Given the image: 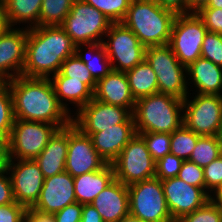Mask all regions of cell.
<instances>
[{"instance_id":"cell-1","label":"cell","mask_w":222,"mask_h":222,"mask_svg":"<svg viewBox=\"0 0 222 222\" xmlns=\"http://www.w3.org/2000/svg\"><path fill=\"white\" fill-rule=\"evenodd\" d=\"M7 82L15 119L45 122L59 129L72 123L73 114L59 103L49 78L20 75Z\"/></svg>"},{"instance_id":"cell-2","label":"cell","mask_w":222,"mask_h":222,"mask_svg":"<svg viewBox=\"0 0 222 222\" xmlns=\"http://www.w3.org/2000/svg\"><path fill=\"white\" fill-rule=\"evenodd\" d=\"M75 46L60 25L28 29L22 76L50 78L60 71L62 63L69 56L75 54Z\"/></svg>"},{"instance_id":"cell-3","label":"cell","mask_w":222,"mask_h":222,"mask_svg":"<svg viewBox=\"0 0 222 222\" xmlns=\"http://www.w3.org/2000/svg\"><path fill=\"white\" fill-rule=\"evenodd\" d=\"M176 14L163 9L156 0H131L122 23L145 46L165 45L170 41Z\"/></svg>"},{"instance_id":"cell-4","label":"cell","mask_w":222,"mask_h":222,"mask_svg":"<svg viewBox=\"0 0 222 222\" xmlns=\"http://www.w3.org/2000/svg\"><path fill=\"white\" fill-rule=\"evenodd\" d=\"M136 133H173L183 125V100L163 93L142 97L133 111Z\"/></svg>"},{"instance_id":"cell-5","label":"cell","mask_w":222,"mask_h":222,"mask_svg":"<svg viewBox=\"0 0 222 222\" xmlns=\"http://www.w3.org/2000/svg\"><path fill=\"white\" fill-rule=\"evenodd\" d=\"M112 21L84 0H75L60 25L75 45L103 43ZM104 36V37H103Z\"/></svg>"},{"instance_id":"cell-6","label":"cell","mask_w":222,"mask_h":222,"mask_svg":"<svg viewBox=\"0 0 222 222\" xmlns=\"http://www.w3.org/2000/svg\"><path fill=\"white\" fill-rule=\"evenodd\" d=\"M58 129L45 122L15 119L6 142L7 159L34 160Z\"/></svg>"},{"instance_id":"cell-7","label":"cell","mask_w":222,"mask_h":222,"mask_svg":"<svg viewBox=\"0 0 222 222\" xmlns=\"http://www.w3.org/2000/svg\"><path fill=\"white\" fill-rule=\"evenodd\" d=\"M129 214L144 222H174L159 178L128 185Z\"/></svg>"},{"instance_id":"cell-8","label":"cell","mask_w":222,"mask_h":222,"mask_svg":"<svg viewBox=\"0 0 222 222\" xmlns=\"http://www.w3.org/2000/svg\"><path fill=\"white\" fill-rule=\"evenodd\" d=\"M115 179L124 185L155 177L156 161L151 157L143 137L136 133L112 163Z\"/></svg>"},{"instance_id":"cell-9","label":"cell","mask_w":222,"mask_h":222,"mask_svg":"<svg viewBox=\"0 0 222 222\" xmlns=\"http://www.w3.org/2000/svg\"><path fill=\"white\" fill-rule=\"evenodd\" d=\"M206 33L207 28L196 12L176 16L168 44L182 65L188 67L201 57Z\"/></svg>"},{"instance_id":"cell-10","label":"cell","mask_w":222,"mask_h":222,"mask_svg":"<svg viewBox=\"0 0 222 222\" xmlns=\"http://www.w3.org/2000/svg\"><path fill=\"white\" fill-rule=\"evenodd\" d=\"M183 100V125L199 136H217L222 123V95L197 94Z\"/></svg>"},{"instance_id":"cell-11","label":"cell","mask_w":222,"mask_h":222,"mask_svg":"<svg viewBox=\"0 0 222 222\" xmlns=\"http://www.w3.org/2000/svg\"><path fill=\"white\" fill-rule=\"evenodd\" d=\"M105 37L108 40L103 45L112 70L126 72L145 59L146 47L122 22L112 23Z\"/></svg>"},{"instance_id":"cell-12","label":"cell","mask_w":222,"mask_h":222,"mask_svg":"<svg viewBox=\"0 0 222 222\" xmlns=\"http://www.w3.org/2000/svg\"><path fill=\"white\" fill-rule=\"evenodd\" d=\"M6 168L15 201L26 208L32 207L39 198L45 180L39 164L35 160L7 159Z\"/></svg>"},{"instance_id":"cell-13","label":"cell","mask_w":222,"mask_h":222,"mask_svg":"<svg viewBox=\"0 0 222 222\" xmlns=\"http://www.w3.org/2000/svg\"><path fill=\"white\" fill-rule=\"evenodd\" d=\"M107 165L93 146L90 136L73 123L68 126V149L65 171L73 177L98 171Z\"/></svg>"},{"instance_id":"cell-14","label":"cell","mask_w":222,"mask_h":222,"mask_svg":"<svg viewBox=\"0 0 222 222\" xmlns=\"http://www.w3.org/2000/svg\"><path fill=\"white\" fill-rule=\"evenodd\" d=\"M132 113L124 107L92 99L72 117V123L84 134L104 131L109 127L124 123ZM75 116V117H74Z\"/></svg>"},{"instance_id":"cell-15","label":"cell","mask_w":222,"mask_h":222,"mask_svg":"<svg viewBox=\"0 0 222 222\" xmlns=\"http://www.w3.org/2000/svg\"><path fill=\"white\" fill-rule=\"evenodd\" d=\"M161 183L174 222L202 207L211 199L205 188L189 185L178 177L161 180Z\"/></svg>"},{"instance_id":"cell-16","label":"cell","mask_w":222,"mask_h":222,"mask_svg":"<svg viewBox=\"0 0 222 222\" xmlns=\"http://www.w3.org/2000/svg\"><path fill=\"white\" fill-rule=\"evenodd\" d=\"M10 27L0 35V75L6 80L22 75L28 29Z\"/></svg>"},{"instance_id":"cell-17","label":"cell","mask_w":222,"mask_h":222,"mask_svg":"<svg viewBox=\"0 0 222 222\" xmlns=\"http://www.w3.org/2000/svg\"><path fill=\"white\" fill-rule=\"evenodd\" d=\"M75 202L74 177L64 171L45 178L39 198L32 208L54 214Z\"/></svg>"},{"instance_id":"cell-18","label":"cell","mask_w":222,"mask_h":222,"mask_svg":"<svg viewBox=\"0 0 222 222\" xmlns=\"http://www.w3.org/2000/svg\"><path fill=\"white\" fill-rule=\"evenodd\" d=\"M135 134L132 114L124 123L109 127L104 131L92 133L90 138L98 154L107 164H112Z\"/></svg>"},{"instance_id":"cell-19","label":"cell","mask_w":222,"mask_h":222,"mask_svg":"<svg viewBox=\"0 0 222 222\" xmlns=\"http://www.w3.org/2000/svg\"><path fill=\"white\" fill-rule=\"evenodd\" d=\"M93 98L100 102L127 108L132 114L136 102L126 73L115 70L97 81Z\"/></svg>"},{"instance_id":"cell-20","label":"cell","mask_w":222,"mask_h":222,"mask_svg":"<svg viewBox=\"0 0 222 222\" xmlns=\"http://www.w3.org/2000/svg\"><path fill=\"white\" fill-rule=\"evenodd\" d=\"M103 222H118L129 214L128 186L114 179L91 203Z\"/></svg>"},{"instance_id":"cell-21","label":"cell","mask_w":222,"mask_h":222,"mask_svg":"<svg viewBox=\"0 0 222 222\" xmlns=\"http://www.w3.org/2000/svg\"><path fill=\"white\" fill-rule=\"evenodd\" d=\"M68 149V126L58 129L50 138L46 147L34 159L40 167L44 178L65 171Z\"/></svg>"},{"instance_id":"cell-22","label":"cell","mask_w":222,"mask_h":222,"mask_svg":"<svg viewBox=\"0 0 222 222\" xmlns=\"http://www.w3.org/2000/svg\"><path fill=\"white\" fill-rule=\"evenodd\" d=\"M187 77V85L193 83L197 94L222 95V67L210 60L200 57L191 63Z\"/></svg>"},{"instance_id":"cell-23","label":"cell","mask_w":222,"mask_h":222,"mask_svg":"<svg viewBox=\"0 0 222 222\" xmlns=\"http://www.w3.org/2000/svg\"><path fill=\"white\" fill-rule=\"evenodd\" d=\"M52 77V78H51ZM55 94L59 103L71 114L69 104L76 105L75 112H78L83 106L93 99V91L83 82L70 80V77L63 76L60 72L50 76ZM69 101L70 103L67 104ZM70 109V110H69Z\"/></svg>"},{"instance_id":"cell-24","label":"cell","mask_w":222,"mask_h":222,"mask_svg":"<svg viewBox=\"0 0 222 222\" xmlns=\"http://www.w3.org/2000/svg\"><path fill=\"white\" fill-rule=\"evenodd\" d=\"M115 179L112 164L104 168L74 177L76 201L80 204H91L96 196Z\"/></svg>"},{"instance_id":"cell-25","label":"cell","mask_w":222,"mask_h":222,"mask_svg":"<svg viewBox=\"0 0 222 222\" xmlns=\"http://www.w3.org/2000/svg\"><path fill=\"white\" fill-rule=\"evenodd\" d=\"M10 27L21 23L29 24L30 29L39 26L40 10L43 0H3Z\"/></svg>"},{"instance_id":"cell-26","label":"cell","mask_w":222,"mask_h":222,"mask_svg":"<svg viewBox=\"0 0 222 222\" xmlns=\"http://www.w3.org/2000/svg\"><path fill=\"white\" fill-rule=\"evenodd\" d=\"M125 73L135 100L159 92L156 74L146 59Z\"/></svg>"},{"instance_id":"cell-27","label":"cell","mask_w":222,"mask_h":222,"mask_svg":"<svg viewBox=\"0 0 222 222\" xmlns=\"http://www.w3.org/2000/svg\"><path fill=\"white\" fill-rule=\"evenodd\" d=\"M83 46L87 47L88 52L82 53L84 51ZM92 53L94 55H91ZM75 54L84 62L96 81L104 78L112 71L111 63L103 43L78 44L75 46Z\"/></svg>"},{"instance_id":"cell-28","label":"cell","mask_w":222,"mask_h":222,"mask_svg":"<svg viewBox=\"0 0 222 222\" xmlns=\"http://www.w3.org/2000/svg\"><path fill=\"white\" fill-rule=\"evenodd\" d=\"M159 93L184 100L191 93L187 85V69L154 70Z\"/></svg>"},{"instance_id":"cell-29","label":"cell","mask_w":222,"mask_h":222,"mask_svg":"<svg viewBox=\"0 0 222 222\" xmlns=\"http://www.w3.org/2000/svg\"><path fill=\"white\" fill-rule=\"evenodd\" d=\"M221 155L222 144L217 136H200L189 161L205 167Z\"/></svg>"},{"instance_id":"cell-30","label":"cell","mask_w":222,"mask_h":222,"mask_svg":"<svg viewBox=\"0 0 222 222\" xmlns=\"http://www.w3.org/2000/svg\"><path fill=\"white\" fill-rule=\"evenodd\" d=\"M145 59L153 70L187 69L179 62L169 44L146 47Z\"/></svg>"},{"instance_id":"cell-31","label":"cell","mask_w":222,"mask_h":222,"mask_svg":"<svg viewBox=\"0 0 222 222\" xmlns=\"http://www.w3.org/2000/svg\"><path fill=\"white\" fill-rule=\"evenodd\" d=\"M75 0H43L39 26L61 25Z\"/></svg>"},{"instance_id":"cell-32","label":"cell","mask_w":222,"mask_h":222,"mask_svg":"<svg viewBox=\"0 0 222 222\" xmlns=\"http://www.w3.org/2000/svg\"><path fill=\"white\" fill-rule=\"evenodd\" d=\"M200 136L182 125L171 133L170 153L183 161L189 160Z\"/></svg>"},{"instance_id":"cell-33","label":"cell","mask_w":222,"mask_h":222,"mask_svg":"<svg viewBox=\"0 0 222 222\" xmlns=\"http://www.w3.org/2000/svg\"><path fill=\"white\" fill-rule=\"evenodd\" d=\"M12 95L6 81L0 86V140L7 142L14 124Z\"/></svg>"},{"instance_id":"cell-34","label":"cell","mask_w":222,"mask_h":222,"mask_svg":"<svg viewBox=\"0 0 222 222\" xmlns=\"http://www.w3.org/2000/svg\"><path fill=\"white\" fill-rule=\"evenodd\" d=\"M63 76L70 77V80L85 83L93 92L97 81L93 78L84 62L76 54L69 56L61 65L60 71Z\"/></svg>"},{"instance_id":"cell-35","label":"cell","mask_w":222,"mask_h":222,"mask_svg":"<svg viewBox=\"0 0 222 222\" xmlns=\"http://www.w3.org/2000/svg\"><path fill=\"white\" fill-rule=\"evenodd\" d=\"M102 12L112 23L122 22L127 14L131 0H84Z\"/></svg>"},{"instance_id":"cell-36","label":"cell","mask_w":222,"mask_h":222,"mask_svg":"<svg viewBox=\"0 0 222 222\" xmlns=\"http://www.w3.org/2000/svg\"><path fill=\"white\" fill-rule=\"evenodd\" d=\"M140 134L146 142L147 149L151 157L157 162L159 159L169 154L171 134L170 133H154L145 132Z\"/></svg>"},{"instance_id":"cell-37","label":"cell","mask_w":222,"mask_h":222,"mask_svg":"<svg viewBox=\"0 0 222 222\" xmlns=\"http://www.w3.org/2000/svg\"><path fill=\"white\" fill-rule=\"evenodd\" d=\"M177 222H222V206L210 199L202 207L183 216Z\"/></svg>"},{"instance_id":"cell-38","label":"cell","mask_w":222,"mask_h":222,"mask_svg":"<svg viewBox=\"0 0 222 222\" xmlns=\"http://www.w3.org/2000/svg\"><path fill=\"white\" fill-rule=\"evenodd\" d=\"M201 57L222 67V34L207 31L203 39Z\"/></svg>"},{"instance_id":"cell-39","label":"cell","mask_w":222,"mask_h":222,"mask_svg":"<svg viewBox=\"0 0 222 222\" xmlns=\"http://www.w3.org/2000/svg\"><path fill=\"white\" fill-rule=\"evenodd\" d=\"M182 163L183 160L172 153L166 154L156 162L155 177L160 180L177 177Z\"/></svg>"},{"instance_id":"cell-40","label":"cell","mask_w":222,"mask_h":222,"mask_svg":"<svg viewBox=\"0 0 222 222\" xmlns=\"http://www.w3.org/2000/svg\"><path fill=\"white\" fill-rule=\"evenodd\" d=\"M203 174L205 190L211 196L222 185V155L203 167Z\"/></svg>"},{"instance_id":"cell-41","label":"cell","mask_w":222,"mask_h":222,"mask_svg":"<svg viewBox=\"0 0 222 222\" xmlns=\"http://www.w3.org/2000/svg\"><path fill=\"white\" fill-rule=\"evenodd\" d=\"M177 177L189 185L205 188L203 167H200L189 160L183 161Z\"/></svg>"},{"instance_id":"cell-42","label":"cell","mask_w":222,"mask_h":222,"mask_svg":"<svg viewBox=\"0 0 222 222\" xmlns=\"http://www.w3.org/2000/svg\"><path fill=\"white\" fill-rule=\"evenodd\" d=\"M196 13L203 20L207 31L222 34V9L200 8Z\"/></svg>"},{"instance_id":"cell-43","label":"cell","mask_w":222,"mask_h":222,"mask_svg":"<svg viewBox=\"0 0 222 222\" xmlns=\"http://www.w3.org/2000/svg\"><path fill=\"white\" fill-rule=\"evenodd\" d=\"M27 208L17 203L0 205V222H24Z\"/></svg>"},{"instance_id":"cell-44","label":"cell","mask_w":222,"mask_h":222,"mask_svg":"<svg viewBox=\"0 0 222 222\" xmlns=\"http://www.w3.org/2000/svg\"><path fill=\"white\" fill-rule=\"evenodd\" d=\"M83 204L75 202L54 213L56 222H80Z\"/></svg>"},{"instance_id":"cell-45","label":"cell","mask_w":222,"mask_h":222,"mask_svg":"<svg viewBox=\"0 0 222 222\" xmlns=\"http://www.w3.org/2000/svg\"><path fill=\"white\" fill-rule=\"evenodd\" d=\"M12 182L7 168L0 171V205L14 203Z\"/></svg>"},{"instance_id":"cell-46","label":"cell","mask_w":222,"mask_h":222,"mask_svg":"<svg viewBox=\"0 0 222 222\" xmlns=\"http://www.w3.org/2000/svg\"><path fill=\"white\" fill-rule=\"evenodd\" d=\"M156 3L176 15L188 14V0H156Z\"/></svg>"},{"instance_id":"cell-47","label":"cell","mask_w":222,"mask_h":222,"mask_svg":"<svg viewBox=\"0 0 222 222\" xmlns=\"http://www.w3.org/2000/svg\"><path fill=\"white\" fill-rule=\"evenodd\" d=\"M24 222H56L53 213H44L32 207L27 208Z\"/></svg>"},{"instance_id":"cell-48","label":"cell","mask_w":222,"mask_h":222,"mask_svg":"<svg viewBox=\"0 0 222 222\" xmlns=\"http://www.w3.org/2000/svg\"><path fill=\"white\" fill-rule=\"evenodd\" d=\"M80 222H103L101 215L92 204H83Z\"/></svg>"},{"instance_id":"cell-49","label":"cell","mask_w":222,"mask_h":222,"mask_svg":"<svg viewBox=\"0 0 222 222\" xmlns=\"http://www.w3.org/2000/svg\"><path fill=\"white\" fill-rule=\"evenodd\" d=\"M9 28L10 25L6 15L4 1L0 0V35L5 33Z\"/></svg>"},{"instance_id":"cell-50","label":"cell","mask_w":222,"mask_h":222,"mask_svg":"<svg viewBox=\"0 0 222 222\" xmlns=\"http://www.w3.org/2000/svg\"><path fill=\"white\" fill-rule=\"evenodd\" d=\"M209 0H188V14L197 12L201 7L205 6Z\"/></svg>"},{"instance_id":"cell-51","label":"cell","mask_w":222,"mask_h":222,"mask_svg":"<svg viewBox=\"0 0 222 222\" xmlns=\"http://www.w3.org/2000/svg\"><path fill=\"white\" fill-rule=\"evenodd\" d=\"M7 150L6 143L0 140V171L6 167Z\"/></svg>"},{"instance_id":"cell-52","label":"cell","mask_w":222,"mask_h":222,"mask_svg":"<svg viewBox=\"0 0 222 222\" xmlns=\"http://www.w3.org/2000/svg\"><path fill=\"white\" fill-rule=\"evenodd\" d=\"M211 199L222 206V185L211 195Z\"/></svg>"},{"instance_id":"cell-53","label":"cell","mask_w":222,"mask_h":222,"mask_svg":"<svg viewBox=\"0 0 222 222\" xmlns=\"http://www.w3.org/2000/svg\"><path fill=\"white\" fill-rule=\"evenodd\" d=\"M201 8H219L222 9V0H209L207 4Z\"/></svg>"},{"instance_id":"cell-54","label":"cell","mask_w":222,"mask_h":222,"mask_svg":"<svg viewBox=\"0 0 222 222\" xmlns=\"http://www.w3.org/2000/svg\"><path fill=\"white\" fill-rule=\"evenodd\" d=\"M118 222H144V221L131 214H128L127 216L121 218Z\"/></svg>"},{"instance_id":"cell-55","label":"cell","mask_w":222,"mask_h":222,"mask_svg":"<svg viewBox=\"0 0 222 222\" xmlns=\"http://www.w3.org/2000/svg\"><path fill=\"white\" fill-rule=\"evenodd\" d=\"M217 137H218L219 141L222 144V123H221V126H220V129H219Z\"/></svg>"},{"instance_id":"cell-56","label":"cell","mask_w":222,"mask_h":222,"mask_svg":"<svg viewBox=\"0 0 222 222\" xmlns=\"http://www.w3.org/2000/svg\"><path fill=\"white\" fill-rule=\"evenodd\" d=\"M6 80L0 75V86L3 85Z\"/></svg>"}]
</instances>
